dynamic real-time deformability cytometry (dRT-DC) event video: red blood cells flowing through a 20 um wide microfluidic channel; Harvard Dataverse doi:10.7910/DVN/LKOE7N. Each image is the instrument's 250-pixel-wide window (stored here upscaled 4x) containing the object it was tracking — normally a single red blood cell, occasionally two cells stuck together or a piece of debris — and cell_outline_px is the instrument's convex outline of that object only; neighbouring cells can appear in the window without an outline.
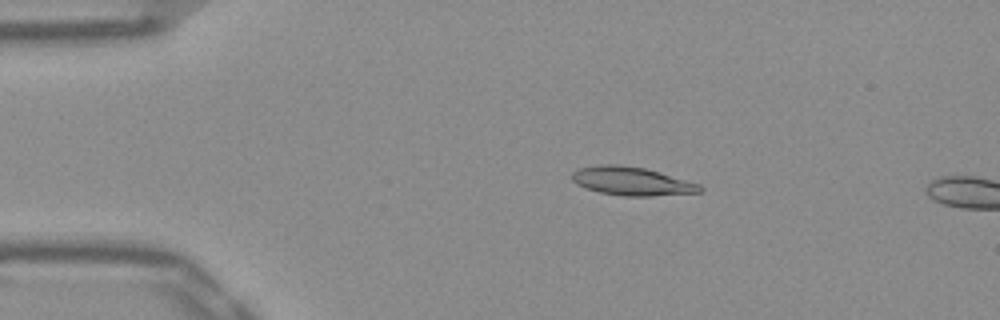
{"species": "Egyptian fruit bat (a non-hibernating species)", "species_latin": "Rousettus aegyptiacus", "temperature_condition": "warm", "stored_images_in_passage": 13, "camera_frame_rate_fps": 3000, "um_per_image_px": 0.085, "frame": {"image": 1, "passage_image": 10, "time_ms": 3.0, "image_size_px": [1000, 320], "cell_outline_px": [[704, 192], [652, 196], [624, 196], [600, 192], [584, 188], [576, 184], [572, 180], [572, 172], [580, 168], [600, 164], [616, 164], [644, 168], [700, 184], [704, 188]], "centroid_in_image_um": [53.7, 15.41], "position_along_channel_um": 31.3, "area_um2": 21.21}}